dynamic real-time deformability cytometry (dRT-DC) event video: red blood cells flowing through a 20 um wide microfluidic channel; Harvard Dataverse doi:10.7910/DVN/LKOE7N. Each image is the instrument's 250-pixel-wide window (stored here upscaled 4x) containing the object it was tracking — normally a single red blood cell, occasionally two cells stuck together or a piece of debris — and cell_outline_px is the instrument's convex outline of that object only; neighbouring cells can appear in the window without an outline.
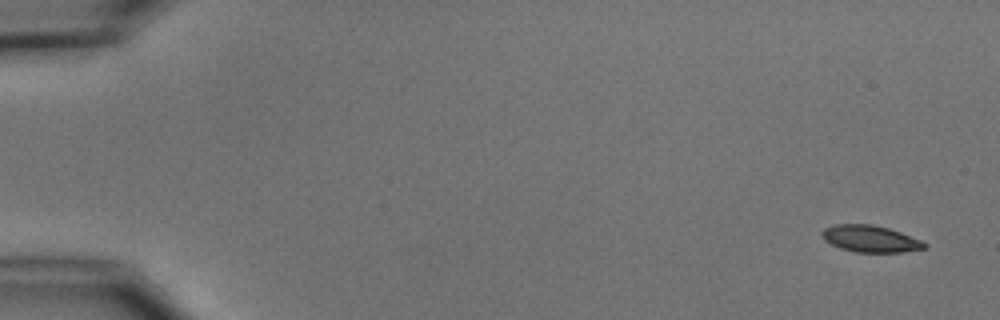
{"species": "common noctule bat (a hibernating species)", "species_latin": "Nyctalus noctula", "temperature_condition": "cold", "stored_images_in_passage": 5, "camera_frame_rate_fps": 3000, "um_per_image_px": 0.085, "animal": {"sex": "male", "body_mass_g": 15.6}, "frame": {"image": 1, "passage_image": 1, "time_ms": 0.0, "image_size_px": [1000, 320], "cell_outline_px": [[928, 244], [924, 248], [900, 252], [856, 252], [840, 248], [824, 240], [820, 236], [820, 232], [824, 228], [832, 224], [872, 224], [888, 228], [900, 232], [920, 240]], "centroid_in_image_um": [73.91, 20.28], "position_along_channel_um": 11.1, "area_um2": 15.95}}